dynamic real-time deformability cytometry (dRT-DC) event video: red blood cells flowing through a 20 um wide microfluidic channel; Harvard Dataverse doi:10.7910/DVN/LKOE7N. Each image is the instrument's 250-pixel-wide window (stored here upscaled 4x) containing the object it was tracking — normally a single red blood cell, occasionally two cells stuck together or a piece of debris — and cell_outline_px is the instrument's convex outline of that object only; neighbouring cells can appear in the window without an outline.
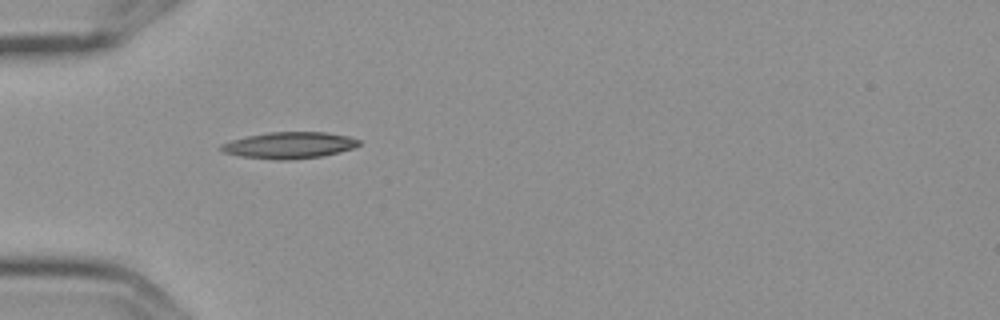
{"species": "Egyptian fruit bat (a non-hibernating species)", "species_latin": "Rousettus aegyptiacus", "temperature_condition": "cold", "stored_images_in_passage": 3, "camera_frame_rate_fps": 3000, "um_per_image_px": 0.085, "frame": {"image": 1, "passage_image": 1, "time_ms": 0.0, "image_size_px": [1000, 320], "cell_outline_px": [[360, 144], [352, 148], [340, 152], [320, 156], [288, 160], [276, 160], [240, 156], [224, 152], [220, 148], [220, 144], [232, 140], [248, 136], [268, 132], [324, 132], [348, 136], [360, 140]], "centroid_in_image_um": [24.58, 12.34], "position_along_channel_um": 60.4, "area_um2": 21.1}}
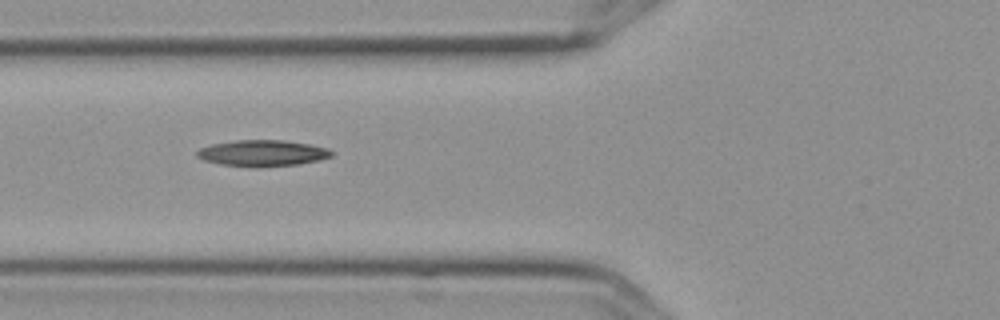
{"frame": {"image": 2, "passage_image": 2, "time_ms": 0.333, "image_size_px": [1000, 320], "cell_outline_px": [[336, 152], [332, 156], [320, 160], [296, 164], [256, 168], [220, 164], [204, 160], [196, 156], [196, 152], [200, 148], [212, 144], [236, 140], [284, 140], [308, 144], [328, 148]], "centroid_in_image_um": [22.32, 13.02], "position_along_channel_um": 103.5, "area_um2": 20.69}}
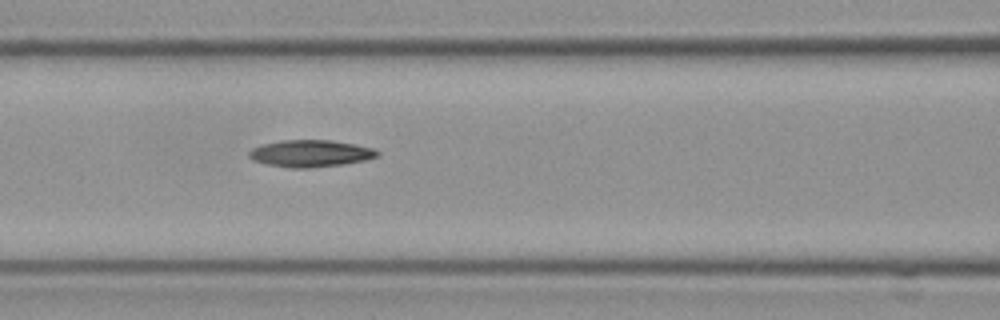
{"frame": {"image": 3, "passage_image": 3, "time_ms": 0.667, "image_size_px": [1000, 320], "cell_outline_px": [[380, 156], [364, 160], [344, 164], [308, 168], [292, 168], [268, 164], [252, 160], [248, 156], [248, 152], [252, 148], [260, 144], [280, 140], [332, 140], [356, 144], [376, 148], [380, 152]], "centroid_in_image_um": [26.41, 13.03], "position_along_channel_um": 140.2, "area_um2": 20.4}}